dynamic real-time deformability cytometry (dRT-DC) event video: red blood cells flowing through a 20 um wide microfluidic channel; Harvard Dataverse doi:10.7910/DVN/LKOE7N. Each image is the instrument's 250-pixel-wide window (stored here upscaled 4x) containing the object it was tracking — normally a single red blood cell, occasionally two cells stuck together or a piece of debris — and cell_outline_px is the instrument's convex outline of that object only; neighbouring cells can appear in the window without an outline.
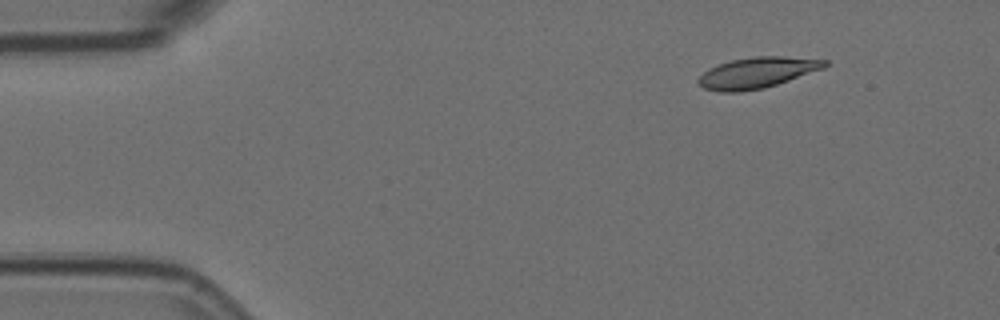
{"species": "Egyptian fruit bat (a non-hibernating species)", "species_latin": "Rousettus aegyptiacus", "temperature_condition": "room temperature", "stored_images_in_passage": 5, "camera_frame_rate_fps": 3000, "um_per_image_px": 0.085, "animal": {"sex": "female"}, "frame": {"image": 1, "passage_image": 1, "time_ms": 0.0, "image_size_px": [1000, 320], "cell_outline_px": [[828, 64], [824, 68], [764, 88], [740, 92], [720, 92], [704, 88], [696, 80], [708, 68], [732, 60], [756, 56], [784, 56], [828, 60]], "centroid_in_image_um": [64.35, 6.18], "position_along_channel_um": 20.7, "area_um2": 22.54}}
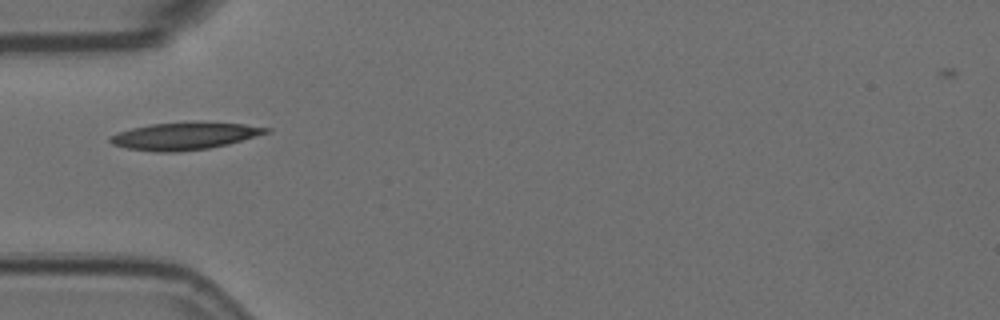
{"frame": {"image": 2, "passage_image": 4, "time_ms": 1.0, "image_size_px": [1000, 320], "cell_outline_px": [[272, 132], [228, 144], [208, 148], [176, 152], [156, 152], [128, 148], [112, 144], [108, 140], [108, 136], [132, 128], [148, 124], [244, 124], [272, 128]], "centroid_in_image_um": [15.68, 11.59], "position_along_channel_um": 69.3, "area_um2": 23.99}}
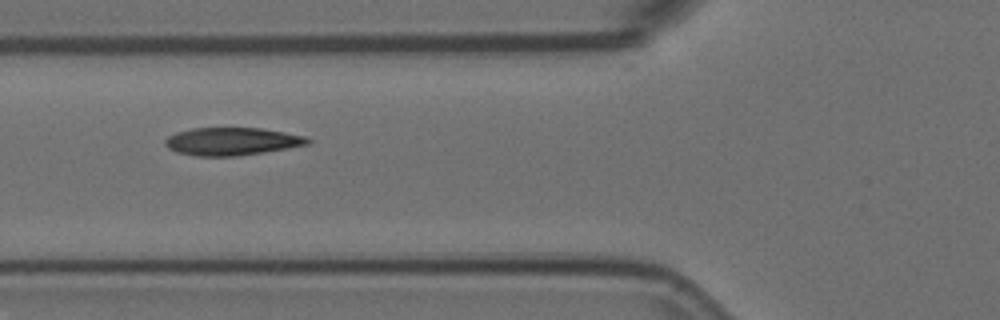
{"frame": {"image": 3, "passage_image": 5, "time_ms": 1.333, "image_size_px": [1000, 320], "cell_outline_px": [[312, 140], [308, 144], [288, 148], [264, 152], [236, 156], [196, 156], [176, 152], [168, 148], [164, 144], [164, 140], [168, 136], [176, 132], [192, 128], [260, 128], [284, 132], [304, 136]], "centroid_in_image_um": [19.67, 12.02], "position_along_channel_um": 106.1, "area_um2": 23.06}}